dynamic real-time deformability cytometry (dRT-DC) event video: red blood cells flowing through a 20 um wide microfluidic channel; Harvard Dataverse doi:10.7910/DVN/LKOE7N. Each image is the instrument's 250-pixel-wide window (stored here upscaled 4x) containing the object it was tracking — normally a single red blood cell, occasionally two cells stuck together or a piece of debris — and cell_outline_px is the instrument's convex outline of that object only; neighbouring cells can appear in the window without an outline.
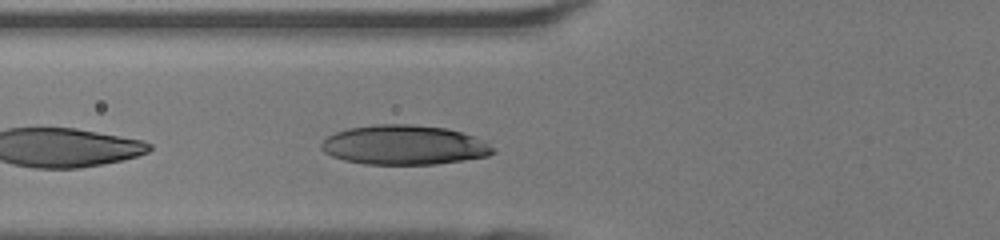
{"species": "human", "species_latin": "Homo sapiens", "temperature_condition": "room temperature", "stored_images_in_passage": 12, "camera_frame_rate_fps": 3000, "um_per_image_px": 0.085, "donor": {"sex": "female"}, "frame": {"image": 1, "passage_image": 3, "time_ms": 0.667, "image_size_px": [1000, 240], "cell_outline_px": [[496, 152], [488, 156], [464, 160], [436, 164], [364, 164], [344, 160], [332, 156], [324, 152], [320, 148], [320, 144], [328, 136], [336, 132], [348, 128], [372, 124], [412, 124], [448, 128], [488, 140]], "centroid_in_image_um": [34.39, 12.32], "position_along_channel_um": 91.4, "area_um2": 40.0}}
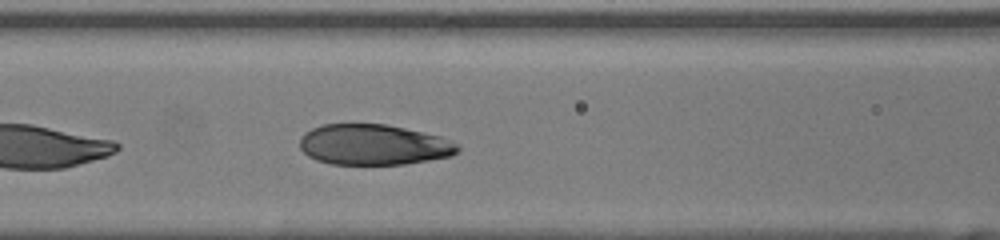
{"frame": {"image": 2, "passage_image": 6, "time_ms": 1.667, "image_size_px": [1000, 240], "cell_outline_px": [[460, 148], [452, 156], [404, 164], [332, 164], [316, 160], [308, 156], [300, 148], [300, 136], [304, 132], [312, 128], [324, 124], [384, 124], [424, 132], [440, 136], [456, 144]], "centroid_in_image_um": [31.72, 12.3], "position_along_channel_um": 134.9, "area_um2": 37.28}}
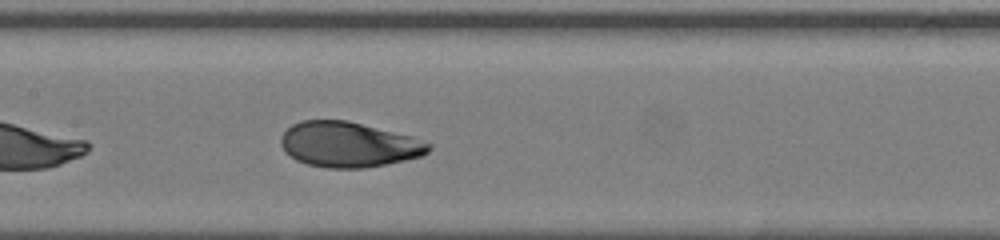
{"frame": {"image": 3, "passage_image": 9, "time_ms": 2.667, "image_size_px": [1000, 240], "cell_outline_px": [[432, 148], [428, 152], [420, 156], [404, 160], [364, 168], [328, 168], [308, 164], [296, 160], [284, 152], [280, 144], [280, 136], [292, 124], [300, 120], [348, 120], [412, 136], [432, 144]], "centroid_in_image_um": [29.61, 12.27], "position_along_channel_um": 177.8, "area_um2": 39.07}}